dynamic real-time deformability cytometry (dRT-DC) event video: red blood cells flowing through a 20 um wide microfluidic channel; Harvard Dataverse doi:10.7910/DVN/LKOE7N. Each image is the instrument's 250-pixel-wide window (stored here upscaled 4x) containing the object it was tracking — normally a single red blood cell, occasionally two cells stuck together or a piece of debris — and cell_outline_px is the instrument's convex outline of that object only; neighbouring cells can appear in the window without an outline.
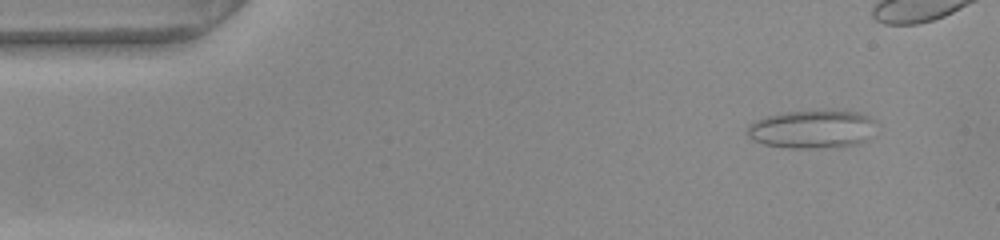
{"species": "common noctule bat (a hibernating species)", "species_latin": "Nyctalus noctula", "temperature_condition": "warm", "stored_images_in_passage": 7, "camera_frame_rate_fps": 3000, "um_per_image_px": 0.085, "animal": {"sex": "female", "body_mass_g": 22.0, "forearm_length_mm": 56.7}, "frame": {"image": 1, "passage_image": 1, "time_ms": 0.0, "image_size_px": [1000, 240], "cell_outline_px": [[872, 120], [868, 140], [860, 144], [832, 148], [788, 148], [764, 144], [752, 140], [748, 136], [748, 124], [756, 120], [768, 116], [788, 112], [860, 112], [868, 116]], "centroid_in_image_um": [68.98, 11.02], "position_along_channel_um": 16.0, "area_um2": 28.15}}